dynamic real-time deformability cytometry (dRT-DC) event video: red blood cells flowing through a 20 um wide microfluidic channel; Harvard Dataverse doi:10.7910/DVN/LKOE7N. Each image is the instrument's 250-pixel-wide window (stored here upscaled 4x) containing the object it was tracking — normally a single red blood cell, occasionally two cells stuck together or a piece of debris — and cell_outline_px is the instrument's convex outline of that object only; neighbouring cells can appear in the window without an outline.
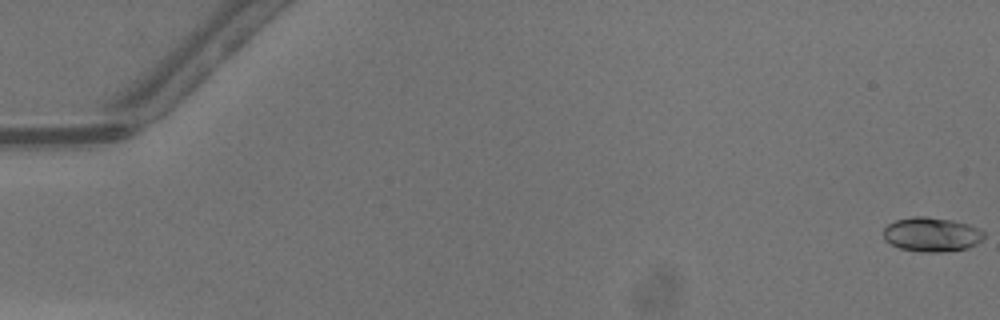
{"species": "common noctule bat (a hibernating species)", "species_latin": "Nyctalus noctula", "temperature_condition": "warm", "stored_images_in_passage": 39, "camera_frame_rate_fps": 3000, "um_per_image_px": 0.085, "animal": {"sex": "male", "body_mass_g": 13.3}, "frame": {"image": 1, "passage_image": 1, "time_ms": 0.0, "image_size_px": [1000, 320], "cell_outline_px": [[984, 236], [976, 244], [968, 248], [940, 252], [920, 252], [900, 248], [884, 240], [884, 228], [888, 224], [896, 220], [912, 216], [924, 216], [952, 220], [968, 224], [984, 232]], "centroid_in_image_um": [79.16, 19.93], "position_along_channel_um": 5.8, "area_um2": 20.0}}
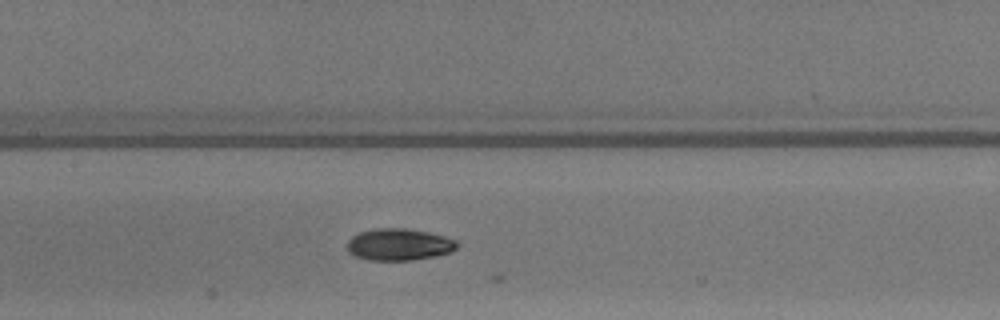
{"frame": {"image": 2, "passage_image": 25, "time_ms": 8.0, "image_size_px": [1000, 320], "cell_outline_px": [[460, 244], [452, 252], [436, 256], [412, 260], [368, 260], [356, 256], [348, 252], [348, 240], [352, 236], [360, 232], [376, 228], [404, 228], [428, 232], [444, 236], [456, 240]], "centroid_in_image_um": [33.94, 20.78], "position_along_channel_um": 173.5, "area_um2": 20.46}}
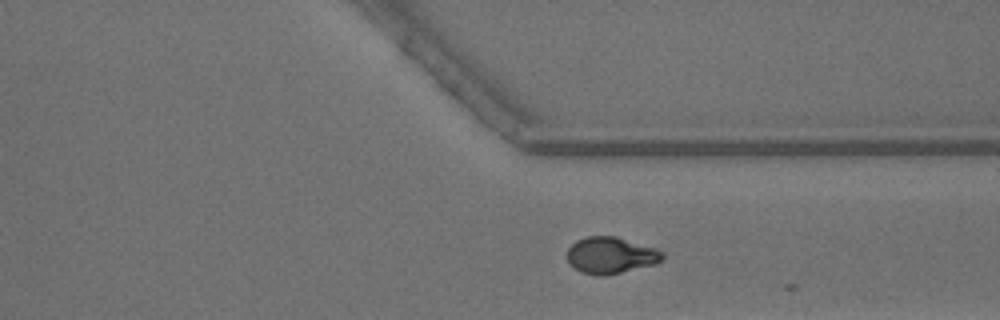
{"frame": {"image": 3, "passage_image": 38, "time_ms": 12.333, "image_size_px": [1000, 320], "cell_outline_px": [[664, 260], [656, 264], [604, 276], [600, 276], [580, 272], [568, 260], [568, 248], [576, 240], [588, 236], [616, 236], [656, 248], [664, 252]], "centroid_in_image_um": [51.96, 21.69], "position_along_channel_um": 359.4, "area_um2": 20.35}}